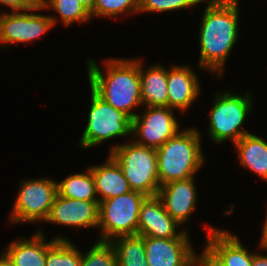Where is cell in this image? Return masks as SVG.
Segmentation results:
<instances>
[{
	"label": "cell",
	"instance_id": "cell-16",
	"mask_svg": "<svg viewBox=\"0 0 267 266\" xmlns=\"http://www.w3.org/2000/svg\"><path fill=\"white\" fill-rule=\"evenodd\" d=\"M167 70V107L186 111L199 97L201 88L194 70L187 65H174Z\"/></svg>",
	"mask_w": 267,
	"mask_h": 266
},
{
	"label": "cell",
	"instance_id": "cell-33",
	"mask_svg": "<svg viewBox=\"0 0 267 266\" xmlns=\"http://www.w3.org/2000/svg\"><path fill=\"white\" fill-rule=\"evenodd\" d=\"M0 266H14L13 262L9 259V257L3 252L0 257Z\"/></svg>",
	"mask_w": 267,
	"mask_h": 266
},
{
	"label": "cell",
	"instance_id": "cell-18",
	"mask_svg": "<svg viewBox=\"0 0 267 266\" xmlns=\"http://www.w3.org/2000/svg\"><path fill=\"white\" fill-rule=\"evenodd\" d=\"M108 156L105 164L89 167L94 178L96 194L101 195V198L98 197L99 202L131 191L121 167L110 155Z\"/></svg>",
	"mask_w": 267,
	"mask_h": 266
},
{
	"label": "cell",
	"instance_id": "cell-8",
	"mask_svg": "<svg viewBox=\"0 0 267 266\" xmlns=\"http://www.w3.org/2000/svg\"><path fill=\"white\" fill-rule=\"evenodd\" d=\"M57 183L49 178L23 181L11 211L10 223L45 221L58 193Z\"/></svg>",
	"mask_w": 267,
	"mask_h": 266
},
{
	"label": "cell",
	"instance_id": "cell-24",
	"mask_svg": "<svg viewBox=\"0 0 267 266\" xmlns=\"http://www.w3.org/2000/svg\"><path fill=\"white\" fill-rule=\"evenodd\" d=\"M42 7L54 9L66 26L73 22L84 23L91 18L90 12L78 0H42Z\"/></svg>",
	"mask_w": 267,
	"mask_h": 266
},
{
	"label": "cell",
	"instance_id": "cell-32",
	"mask_svg": "<svg viewBox=\"0 0 267 266\" xmlns=\"http://www.w3.org/2000/svg\"><path fill=\"white\" fill-rule=\"evenodd\" d=\"M89 12L93 10L96 0H78Z\"/></svg>",
	"mask_w": 267,
	"mask_h": 266
},
{
	"label": "cell",
	"instance_id": "cell-31",
	"mask_svg": "<svg viewBox=\"0 0 267 266\" xmlns=\"http://www.w3.org/2000/svg\"><path fill=\"white\" fill-rule=\"evenodd\" d=\"M264 225H263V231H262V235H261V240H260V248L263 249H267V216L265 217V221H264Z\"/></svg>",
	"mask_w": 267,
	"mask_h": 266
},
{
	"label": "cell",
	"instance_id": "cell-29",
	"mask_svg": "<svg viewBox=\"0 0 267 266\" xmlns=\"http://www.w3.org/2000/svg\"><path fill=\"white\" fill-rule=\"evenodd\" d=\"M195 266H222L205 249L195 257Z\"/></svg>",
	"mask_w": 267,
	"mask_h": 266
},
{
	"label": "cell",
	"instance_id": "cell-25",
	"mask_svg": "<svg viewBox=\"0 0 267 266\" xmlns=\"http://www.w3.org/2000/svg\"><path fill=\"white\" fill-rule=\"evenodd\" d=\"M80 266H118L115 249L111 242L99 241L82 254Z\"/></svg>",
	"mask_w": 267,
	"mask_h": 266
},
{
	"label": "cell",
	"instance_id": "cell-23",
	"mask_svg": "<svg viewBox=\"0 0 267 266\" xmlns=\"http://www.w3.org/2000/svg\"><path fill=\"white\" fill-rule=\"evenodd\" d=\"M69 240H56L48 249L45 266H80L82 253Z\"/></svg>",
	"mask_w": 267,
	"mask_h": 266
},
{
	"label": "cell",
	"instance_id": "cell-30",
	"mask_svg": "<svg viewBox=\"0 0 267 266\" xmlns=\"http://www.w3.org/2000/svg\"><path fill=\"white\" fill-rule=\"evenodd\" d=\"M252 266H267V256L253 253Z\"/></svg>",
	"mask_w": 267,
	"mask_h": 266
},
{
	"label": "cell",
	"instance_id": "cell-4",
	"mask_svg": "<svg viewBox=\"0 0 267 266\" xmlns=\"http://www.w3.org/2000/svg\"><path fill=\"white\" fill-rule=\"evenodd\" d=\"M109 155L119 164L132 191L156 196L160 188L157 151L129 142L112 146Z\"/></svg>",
	"mask_w": 267,
	"mask_h": 266
},
{
	"label": "cell",
	"instance_id": "cell-7",
	"mask_svg": "<svg viewBox=\"0 0 267 266\" xmlns=\"http://www.w3.org/2000/svg\"><path fill=\"white\" fill-rule=\"evenodd\" d=\"M90 91L88 122L79 141L80 146L88 149L114 137L132 136V119Z\"/></svg>",
	"mask_w": 267,
	"mask_h": 266
},
{
	"label": "cell",
	"instance_id": "cell-6",
	"mask_svg": "<svg viewBox=\"0 0 267 266\" xmlns=\"http://www.w3.org/2000/svg\"><path fill=\"white\" fill-rule=\"evenodd\" d=\"M147 196L130 191L99 202V223L102 230L99 241L111 242L123 236L138 235L139 212Z\"/></svg>",
	"mask_w": 267,
	"mask_h": 266
},
{
	"label": "cell",
	"instance_id": "cell-14",
	"mask_svg": "<svg viewBox=\"0 0 267 266\" xmlns=\"http://www.w3.org/2000/svg\"><path fill=\"white\" fill-rule=\"evenodd\" d=\"M194 179L190 177L161 185L157 194L166 212L180 225L189 219L196 207L197 189Z\"/></svg>",
	"mask_w": 267,
	"mask_h": 266
},
{
	"label": "cell",
	"instance_id": "cell-13",
	"mask_svg": "<svg viewBox=\"0 0 267 266\" xmlns=\"http://www.w3.org/2000/svg\"><path fill=\"white\" fill-rule=\"evenodd\" d=\"M45 221L76 228L98 227L99 201L70 199L57 193Z\"/></svg>",
	"mask_w": 267,
	"mask_h": 266
},
{
	"label": "cell",
	"instance_id": "cell-15",
	"mask_svg": "<svg viewBox=\"0 0 267 266\" xmlns=\"http://www.w3.org/2000/svg\"><path fill=\"white\" fill-rule=\"evenodd\" d=\"M205 250L222 266H252L253 253H249L236 235L225 230L208 227Z\"/></svg>",
	"mask_w": 267,
	"mask_h": 266
},
{
	"label": "cell",
	"instance_id": "cell-21",
	"mask_svg": "<svg viewBox=\"0 0 267 266\" xmlns=\"http://www.w3.org/2000/svg\"><path fill=\"white\" fill-rule=\"evenodd\" d=\"M58 194L62 197L84 201H99L96 197L95 182L88 168L86 173H76L57 183Z\"/></svg>",
	"mask_w": 267,
	"mask_h": 266
},
{
	"label": "cell",
	"instance_id": "cell-11",
	"mask_svg": "<svg viewBox=\"0 0 267 266\" xmlns=\"http://www.w3.org/2000/svg\"><path fill=\"white\" fill-rule=\"evenodd\" d=\"M148 266H195L194 252L189 237H144Z\"/></svg>",
	"mask_w": 267,
	"mask_h": 266
},
{
	"label": "cell",
	"instance_id": "cell-5",
	"mask_svg": "<svg viewBox=\"0 0 267 266\" xmlns=\"http://www.w3.org/2000/svg\"><path fill=\"white\" fill-rule=\"evenodd\" d=\"M215 100L210 116L208 135L210 139L216 143H223L231 140L236 143L244 135L249 134L248 131L240 127L244 123L247 115L251 112L252 98L251 93L245 95H235L229 91L222 94H215Z\"/></svg>",
	"mask_w": 267,
	"mask_h": 266
},
{
	"label": "cell",
	"instance_id": "cell-17",
	"mask_svg": "<svg viewBox=\"0 0 267 266\" xmlns=\"http://www.w3.org/2000/svg\"><path fill=\"white\" fill-rule=\"evenodd\" d=\"M56 240H68L58 236L49 242L45 241L43 232L38 231L31 239H19L10 244L4 253L14 266H45L47 249Z\"/></svg>",
	"mask_w": 267,
	"mask_h": 266
},
{
	"label": "cell",
	"instance_id": "cell-10",
	"mask_svg": "<svg viewBox=\"0 0 267 266\" xmlns=\"http://www.w3.org/2000/svg\"><path fill=\"white\" fill-rule=\"evenodd\" d=\"M42 9H32V13L29 10L0 13V44H3L0 49H6L4 44L8 43L32 42L56 25L58 19L55 16L33 13Z\"/></svg>",
	"mask_w": 267,
	"mask_h": 266
},
{
	"label": "cell",
	"instance_id": "cell-1",
	"mask_svg": "<svg viewBox=\"0 0 267 266\" xmlns=\"http://www.w3.org/2000/svg\"><path fill=\"white\" fill-rule=\"evenodd\" d=\"M201 19L199 67L223 76V67L238 39L239 0H208Z\"/></svg>",
	"mask_w": 267,
	"mask_h": 266
},
{
	"label": "cell",
	"instance_id": "cell-12",
	"mask_svg": "<svg viewBox=\"0 0 267 266\" xmlns=\"http://www.w3.org/2000/svg\"><path fill=\"white\" fill-rule=\"evenodd\" d=\"M180 224L165 210L161 199L147 196L141 204L138 221V235L155 238L189 237L187 232H177Z\"/></svg>",
	"mask_w": 267,
	"mask_h": 266
},
{
	"label": "cell",
	"instance_id": "cell-3",
	"mask_svg": "<svg viewBox=\"0 0 267 266\" xmlns=\"http://www.w3.org/2000/svg\"><path fill=\"white\" fill-rule=\"evenodd\" d=\"M200 135L198 129H184L156 149L160 186L195 177L205 160Z\"/></svg>",
	"mask_w": 267,
	"mask_h": 266
},
{
	"label": "cell",
	"instance_id": "cell-27",
	"mask_svg": "<svg viewBox=\"0 0 267 266\" xmlns=\"http://www.w3.org/2000/svg\"><path fill=\"white\" fill-rule=\"evenodd\" d=\"M207 0H139V12H164L191 8Z\"/></svg>",
	"mask_w": 267,
	"mask_h": 266
},
{
	"label": "cell",
	"instance_id": "cell-19",
	"mask_svg": "<svg viewBox=\"0 0 267 266\" xmlns=\"http://www.w3.org/2000/svg\"><path fill=\"white\" fill-rule=\"evenodd\" d=\"M141 60L139 73L142 104L145 107H167V69L158 63L145 71Z\"/></svg>",
	"mask_w": 267,
	"mask_h": 266
},
{
	"label": "cell",
	"instance_id": "cell-20",
	"mask_svg": "<svg viewBox=\"0 0 267 266\" xmlns=\"http://www.w3.org/2000/svg\"><path fill=\"white\" fill-rule=\"evenodd\" d=\"M234 144L240 165L267 181V142L262 137L249 133Z\"/></svg>",
	"mask_w": 267,
	"mask_h": 266
},
{
	"label": "cell",
	"instance_id": "cell-22",
	"mask_svg": "<svg viewBox=\"0 0 267 266\" xmlns=\"http://www.w3.org/2000/svg\"><path fill=\"white\" fill-rule=\"evenodd\" d=\"M118 266H148L144 247V236L132 235L115 238L111 241Z\"/></svg>",
	"mask_w": 267,
	"mask_h": 266
},
{
	"label": "cell",
	"instance_id": "cell-2",
	"mask_svg": "<svg viewBox=\"0 0 267 266\" xmlns=\"http://www.w3.org/2000/svg\"><path fill=\"white\" fill-rule=\"evenodd\" d=\"M105 73L94 59L87 61L90 89L102 100L133 119V109L142 105L139 59H107Z\"/></svg>",
	"mask_w": 267,
	"mask_h": 266
},
{
	"label": "cell",
	"instance_id": "cell-28",
	"mask_svg": "<svg viewBox=\"0 0 267 266\" xmlns=\"http://www.w3.org/2000/svg\"><path fill=\"white\" fill-rule=\"evenodd\" d=\"M0 4H4L15 11H31L42 7V0H0Z\"/></svg>",
	"mask_w": 267,
	"mask_h": 266
},
{
	"label": "cell",
	"instance_id": "cell-9",
	"mask_svg": "<svg viewBox=\"0 0 267 266\" xmlns=\"http://www.w3.org/2000/svg\"><path fill=\"white\" fill-rule=\"evenodd\" d=\"M173 110L169 107H146L145 113L137 114L132 119L131 135L137 138L134 142L158 149L176 135L179 124Z\"/></svg>",
	"mask_w": 267,
	"mask_h": 266
},
{
	"label": "cell",
	"instance_id": "cell-26",
	"mask_svg": "<svg viewBox=\"0 0 267 266\" xmlns=\"http://www.w3.org/2000/svg\"><path fill=\"white\" fill-rule=\"evenodd\" d=\"M139 12V0H96L90 16L115 17Z\"/></svg>",
	"mask_w": 267,
	"mask_h": 266
}]
</instances>
